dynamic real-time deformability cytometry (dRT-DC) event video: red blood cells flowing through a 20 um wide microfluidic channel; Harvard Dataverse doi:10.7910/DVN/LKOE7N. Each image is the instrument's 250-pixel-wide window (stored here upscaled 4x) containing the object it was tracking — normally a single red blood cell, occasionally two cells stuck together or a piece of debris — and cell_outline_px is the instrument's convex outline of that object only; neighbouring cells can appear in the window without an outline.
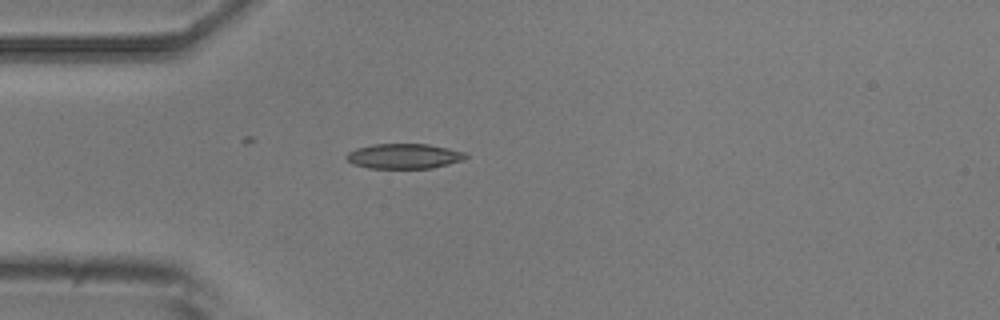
{"species": "common noctule bat (a hibernating species)", "species_latin": "Nyctalus noctula", "temperature_condition": "room temperature", "stored_images_in_passage": 1, "camera_frame_rate_fps": 3000, "um_per_image_px": 0.085, "animal": {"sex": "male", "body_mass_g": 20.5, "forearm_length_mm": 52.5}, "frame": {"image": 1, "passage_image": 1, "time_ms": 0.0, "image_size_px": [1000, 320], "cell_outline_px": [[468, 156], [464, 160], [432, 168], [368, 168], [352, 164], [344, 156], [348, 152], [356, 148], [372, 144], [428, 144], [468, 152]], "centroid_in_image_um": [34.35, 13.27], "position_along_channel_um": 50.6, "area_um2": 17.57}}